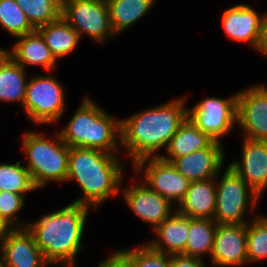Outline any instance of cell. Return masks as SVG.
I'll list each match as a JSON object with an SVG mask.
<instances>
[{
  "label": "cell",
  "instance_id": "cell-9",
  "mask_svg": "<svg viewBox=\"0 0 267 267\" xmlns=\"http://www.w3.org/2000/svg\"><path fill=\"white\" fill-rule=\"evenodd\" d=\"M187 117L203 133L221 142L237 124V92L227 98L208 96L187 108Z\"/></svg>",
  "mask_w": 267,
  "mask_h": 267
},
{
  "label": "cell",
  "instance_id": "cell-2",
  "mask_svg": "<svg viewBox=\"0 0 267 267\" xmlns=\"http://www.w3.org/2000/svg\"><path fill=\"white\" fill-rule=\"evenodd\" d=\"M89 211L90 207L71 202L27 223L26 228L50 266L75 267L78 252L86 249L82 239Z\"/></svg>",
  "mask_w": 267,
  "mask_h": 267
},
{
  "label": "cell",
  "instance_id": "cell-32",
  "mask_svg": "<svg viewBox=\"0 0 267 267\" xmlns=\"http://www.w3.org/2000/svg\"><path fill=\"white\" fill-rule=\"evenodd\" d=\"M170 267H208L204 260L182 254L170 255Z\"/></svg>",
  "mask_w": 267,
  "mask_h": 267
},
{
  "label": "cell",
  "instance_id": "cell-33",
  "mask_svg": "<svg viewBox=\"0 0 267 267\" xmlns=\"http://www.w3.org/2000/svg\"><path fill=\"white\" fill-rule=\"evenodd\" d=\"M98 267H130V264L125 254L118 249L103 259Z\"/></svg>",
  "mask_w": 267,
  "mask_h": 267
},
{
  "label": "cell",
  "instance_id": "cell-15",
  "mask_svg": "<svg viewBox=\"0 0 267 267\" xmlns=\"http://www.w3.org/2000/svg\"><path fill=\"white\" fill-rule=\"evenodd\" d=\"M3 267H46L50 265L27 228L10 229L0 245Z\"/></svg>",
  "mask_w": 267,
  "mask_h": 267
},
{
  "label": "cell",
  "instance_id": "cell-30",
  "mask_svg": "<svg viewBox=\"0 0 267 267\" xmlns=\"http://www.w3.org/2000/svg\"><path fill=\"white\" fill-rule=\"evenodd\" d=\"M143 244L133 249H121L130 267H170V255L152 249L147 243Z\"/></svg>",
  "mask_w": 267,
  "mask_h": 267
},
{
  "label": "cell",
  "instance_id": "cell-25",
  "mask_svg": "<svg viewBox=\"0 0 267 267\" xmlns=\"http://www.w3.org/2000/svg\"><path fill=\"white\" fill-rule=\"evenodd\" d=\"M217 224L213 219L189 217L188 239L183 255L202 259L213 252Z\"/></svg>",
  "mask_w": 267,
  "mask_h": 267
},
{
  "label": "cell",
  "instance_id": "cell-26",
  "mask_svg": "<svg viewBox=\"0 0 267 267\" xmlns=\"http://www.w3.org/2000/svg\"><path fill=\"white\" fill-rule=\"evenodd\" d=\"M0 190L27 195L38 189L29 170L17 161L15 164L0 163Z\"/></svg>",
  "mask_w": 267,
  "mask_h": 267
},
{
  "label": "cell",
  "instance_id": "cell-37",
  "mask_svg": "<svg viewBox=\"0 0 267 267\" xmlns=\"http://www.w3.org/2000/svg\"><path fill=\"white\" fill-rule=\"evenodd\" d=\"M0 267H3V266H2V260H1V257H0Z\"/></svg>",
  "mask_w": 267,
  "mask_h": 267
},
{
  "label": "cell",
  "instance_id": "cell-8",
  "mask_svg": "<svg viewBox=\"0 0 267 267\" xmlns=\"http://www.w3.org/2000/svg\"><path fill=\"white\" fill-rule=\"evenodd\" d=\"M61 17L78 32L80 38L85 35L103 45L115 37L106 0H66L62 2Z\"/></svg>",
  "mask_w": 267,
  "mask_h": 267
},
{
  "label": "cell",
  "instance_id": "cell-16",
  "mask_svg": "<svg viewBox=\"0 0 267 267\" xmlns=\"http://www.w3.org/2000/svg\"><path fill=\"white\" fill-rule=\"evenodd\" d=\"M242 158L228 165L260 196L267 188V142L242 137Z\"/></svg>",
  "mask_w": 267,
  "mask_h": 267
},
{
  "label": "cell",
  "instance_id": "cell-6",
  "mask_svg": "<svg viewBox=\"0 0 267 267\" xmlns=\"http://www.w3.org/2000/svg\"><path fill=\"white\" fill-rule=\"evenodd\" d=\"M51 74L36 73L29 77L26 85L23 109L36 125L57 123L66 111L65 88Z\"/></svg>",
  "mask_w": 267,
  "mask_h": 267
},
{
  "label": "cell",
  "instance_id": "cell-17",
  "mask_svg": "<svg viewBox=\"0 0 267 267\" xmlns=\"http://www.w3.org/2000/svg\"><path fill=\"white\" fill-rule=\"evenodd\" d=\"M224 161L223 145L214 140L207 148L175 158L171 164L190 182H196L220 175Z\"/></svg>",
  "mask_w": 267,
  "mask_h": 267
},
{
  "label": "cell",
  "instance_id": "cell-1",
  "mask_svg": "<svg viewBox=\"0 0 267 267\" xmlns=\"http://www.w3.org/2000/svg\"><path fill=\"white\" fill-rule=\"evenodd\" d=\"M186 98L177 97L120 119L121 148L131 158L130 164L147 157H160L158 151L168 147L187 118Z\"/></svg>",
  "mask_w": 267,
  "mask_h": 267
},
{
  "label": "cell",
  "instance_id": "cell-12",
  "mask_svg": "<svg viewBox=\"0 0 267 267\" xmlns=\"http://www.w3.org/2000/svg\"><path fill=\"white\" fill-rule=\"evenodd\" d=\"M265 13L248 4H237L225 9L221 16V25L229 40L248 43L254 51L259 52L263 36Z\"/></svg>",
  "mask_w": 267,
  "mask_h": 267
},
{
  "label": "cell",
  "instance_id": "cell-4",
  "mask_svg": "<svg viewBox=\"0 0 267 267\" xmlns=\"http://www.w3.org/2000/svg\"><path fill=\"white\" fill-rule=\"evenodd\" d=\"M58 133L69 147L97 149L110 154H117L121 149L120 120L88 96Z\"/></svg>",
  "mask_w": 267,
  "mask_h": 267
},
{
  "label": "cell",
  "instance_id": "cell-21",
  "mask_svg": "<svg viewBox=\"0 0 267 267\" xmlns=\"http://www.w3.org/2000/svg\"><path fill=\"white\" fill-rule=\"evenodd\" d=\"M26 72L7 53L0 54V102H15L23 107L29 79Z\"/></svg>",
  "mask_w": 267,
  "mask_h": 267
},
{
  "label": "cell",
  "instance_id": "cell-27",
  "mask_svg": "<svg viewBox=\"0 0 267 267\" xmlns=\"http://www.w3.org/2000/svg\"><path fill=\"white\" fill-rule=\"evenodd\" d=\"M15 1L35 29L39 26L54 22L61 17L62 3L59 0Z\"/></svg>",
  "mask_w": 267,
  "mask_h": 267
},
{
  "label": "cell",
  "instance_id": "cell-24",
  "mask_svg": "<svg viewBox=\"0 0 267 267\" xmlns=\"http://www.w3.org/2000/svg\"><path fill=\"white\" fill-rule=\"evenodd\" d=\"M110 25L115 36L127 31L147 15L158 0H106Z\"/></svg>",
  "mask_w": 267,
  "mask_h": 267
},
{
  "label": "cell",
  "instance_id": "cell-18",
  "mask_svg": "<svg viewBox=\"0 0 267 267\" xmlns=\"http://www.w3.org/2000/svg\"><path fill=\"white\" fill-rule=\"evenodd\" d=\"M189 217L175 210L154 230L156 238L147 241L154 250L167 255H183L188 239Z\"/></svg>",
  "mask_w": 267,
  "mask_h": 267
},
{
  "label": "cell",
  "instance_id": "cell-22",
  "mask_svg": "<svg viewBox=\"0 0 267 267\" xmlns=\"http://www.w3.org/2000/svg\"><path fill=\"white\" fill-rule=\"evenodd\" d=\"M213 141L208 134L203 133L187 117L172 136L165 150L167 155L161 154L160 157L171 163L175 158L207 148Z\"/></svg>",
  "mask_w": 267,
  "mask_h": 267
},
{
  "label": "cell",
  "instance_id": "cell-19",
  "mask_svg": "<svg viewBox=\"0 0 267 267\" xmlns=\"http://www.w3.org/2000/svg\"><path fill=\"white\" fill-rule=\"evenodd\" d=\"M16 39L18 40L12 46L11 50L4 48V52L19 65H22L25 70H27V65H39L48 72H52L56 68V59L36 30L32 33L19 36Z\"/></svg>",
  "mask_w": 267,
  "mask_h": 267
},
{
  "label": "cell",
  "instance_id": "cell-13",
  "mask_svg": "<svg viewBox=\"0 0 267 267\" xmlns=\"http://www.w3.org/2000/svg\"><path fill=\"white\" fill-rule=\"evenodd\" d=\"M137 180V185L132 184L122 190L126 205L146 224L151 225L154 231L175 209L167 199L151 190L144 182Z\"/></svg>",
  "mask_w": 267,
  "mask_h": 267
},
{
  "label": "cell",
  "instance_id": "cell-29",
  "mask_svg": "<svg viewBox=\"0 0 267 267\" xmlns=\"http://www.w3.org/2000/svg\"><path fill=\"white\" fill-rule=\"evenodd\" d=\"M0 25L15 38L36 30L15 0H0Z\"/></svg>",
  "mask_w": 267,
  "mask_h": 267
},
{
  "label": "cell",
  "instance_id": "cell-23",
  "mask_svg": "<svg viewBox=\"0 0 267 267\" xmlns=\"http://www.w3.org/2000/svg\"><path fill=\"white\" fill-rule=\"evenodd\" d=\"M41 35L56 61L72 54L81 40L78 32L62 17L54 22L39 26Z\"/></svg>",
  "mask_w": 267,
  "mask_h": 267
},
{
  "label": "cell",
  "instance_id": "cell-3",
  "mask_svg": "<svg viewBox=\"0 0 267 267\" xmlns=\"http://www.w3.org/2000/svg\"><path fill=\"white\" fill-rule=\"evenodd\" d=\"M119 157L97 149L70 147L66 182L75 181L82 191L72 202L97 209L110 197L120 195L125 174Z\"/></svg>",
  "mask_w": 267,
  "mask_h": 267
},
{
  "label": "cell",
  "instance_id": "cell-7",
  "mask_svg": "<svg viewBox=\"0 0 267 267\" xmlns=\"http://www.w3.org/2000/svg\"><path fill=\"white\" fill-rule=\"evenodd\" d=\"M216 179V224H244L246 211L253 212L260 195L257 194L229 165ZM219 180V181H217Z\"/></svg>",
  "mask_w": 267,
  "mask_h": 267
},
{
  "label": "cell",
  "instance_id": "cell-35",
  "mask_svg": "<svg viewBox=\"0 0 267 267\" xmlns=\"http://www.w3.org/2000/svg\"><path fill=\"white\" fill-rule=\"evenodd\" d=\"M10 229L11 228L0 218V245Z\"/></svg>",
  "mask_w": 267,
  "mask_h": 267
},
{
  "label": "cell",
  "instance_id": "cell-20",
  "mask_svg": "<svg viewBox=\"0 0 267 267\" xmlns=\"http://www.w3.org/2000/svg\"><path fill=\"white\" fill-rule=\"evenodd\" d=\"M216 208V179L190 182L177 211L190 218L213 219Z\"/></svg>",
  "mask_w": 267,
  "mask_h": 267
},
{
  "label": "cell",
  "instance_id": "cell-34",
  "mask_svg": "<svg viewBox=\"0 0 267 267\" xmlns=\"http://www.w3.org/2000/svg\"><path fill=\"white\" fill-rule=\"evenodd\" d=\"M259 53L267 58V12L265 13L263 20V36L262 42L259 48Z\"/></svg>",
  "mask_w": 267,
  "mask_h": 267
},
{
  "label": "cell",
  "instance_id": "cell-5",
  "mask_svg": "<svg viewBox=\"0 0 267 267\" xmlns=\"http://www.w3.org/2000/svg\"><path fill=\"white\" fill-rule=\"evenodd\" d=\"M56 135V136H55ZM45 138L42 133L27 131L21 138L32 181L37 189L50 182H66L70 147L59 133Z\"/></svg>",
  "mask_w": 267,
  "mask_h": 267
},
{
  "label": "cell",
  "instance_id": "cell-10",
  "mask_svg": "<svg viewBox=\"0 0 267 267\" xmlns=\"http://www.w3.org/2000/svg\"><path fill=\"white\" fill-rule=\"evenodd\" d=\"M132 167L136 177L143 173L142 181L171 204L178 206L184 199L190 181L170 162L161 157H147L138 160Z\"/></svg>",
  "mask_w": 267,
  "mask_h": 267
},
{
  "label": "cell",
  "instance_id": "cell-11",
  "mask_svg": "<svg viewBox=\"0 0 267 267\" xmlns=\"http://www.w3.org/2000/svg\"><path fill=\"white\" fill-rule=\"evenodd\" d=\"M237 126L243 137L267 142V86L256 84L237 91Z\"/></svg>",
  "mask_w": 267,
  "mask_h": 267
},
{
  "label": "cell",
  "instance_id": "cell-14",
  "mask_svg": "<svg viewBox=\"0 0 267 267\" xmlns=\"http://www.w3.org/2000/svg\"><path fill=\"white\" fill-rule=\"evenodd\" d=\"M247 223L217 224L210 263L215 267H243L247 262Z\"/></svg>",
  "mask_w": 267,
  "mask_h": 267
},
{
  "label": "cell",
  "instance_id": "cell-28",
  "mask_svg": "<svg viewBox=\"0 0 267 267\" xmlns=\"http://www.w3.org/2000/svg\"><path fill=\"white\" fill-rule=\"evenodd\" d=\"M247 223V262L267 259V216L256 215Z\"/></svg>",
  "mask_w": 267,
  "mask_h": 267
},
{
  "label": "cell",
  "instance_id": "cell-36",
  "mask_svg": "<svg viewBox=\"0 0 267 267\" xmlns=\"http://www.w3.org/2000/svg\"><path fill=\"white\" fill-rule=\"evenodd\" d=\"M4 51L3 47H0V54Z\"/></svg>",
  "mask_w": 267,
  "mask_h": 267
},
{
  "label": "cell",
  "instance_id": "cell-31",
  "mask_svg": "<svg viewBox=\"0 0 267 267\" xmlns=\"http://www.w3.org/2000/svg\"><path fill=\"white\" fill-rule=\"evenodd\" d=\"M25 194L9 191L0 193V218L11 228H26L27 222H22L19 211L24 207Z\"/></svg>",
  "mask_w": 267,
  "mask_h": 267
}]
</instances>
